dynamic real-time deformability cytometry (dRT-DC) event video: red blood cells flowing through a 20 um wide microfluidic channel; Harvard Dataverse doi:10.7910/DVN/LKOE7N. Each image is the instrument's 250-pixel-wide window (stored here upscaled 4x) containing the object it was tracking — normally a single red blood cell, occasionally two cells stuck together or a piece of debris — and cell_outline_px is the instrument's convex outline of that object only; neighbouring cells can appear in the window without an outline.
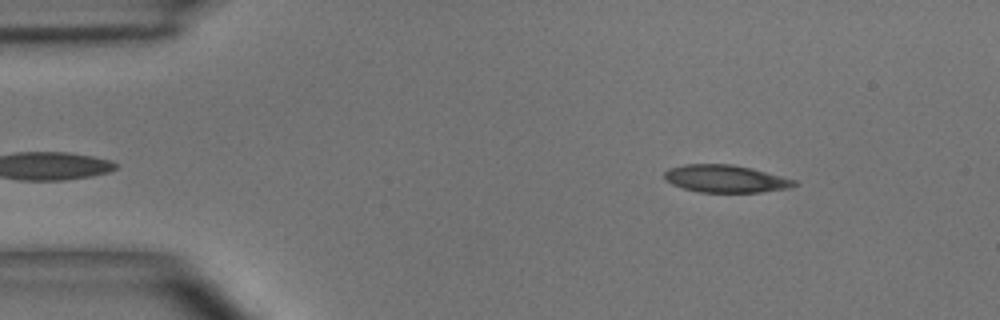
{"species": "common noctule bat (a hibernating species)", "species_latin": "Nyctalus noctula", "temperature_condition": "room temperature", "stored_images_in_passage": 45, "camera_frame_rate_fps": 3000, "um_per_image_px": 0.085, "animal": {"sex": "male", "body_mass_g": 15.6}, "frame": {"image": 1, "passage_image": 2, "time_ms": 0.333, "image_size_px": [1000, 320], "cell_outline_px": [[800, 184], [792, 188], [760, 192], [700, 192], [684, 188], [672, 184], [664, 180], [664, 172], [668, 168], [684, 164], [732, 164], [752, 168], [796, 180]], "centroid_in_image_um": [61.69, 15.19], "position_along_channel_um": 23.3, "area_um2": 20.98}}
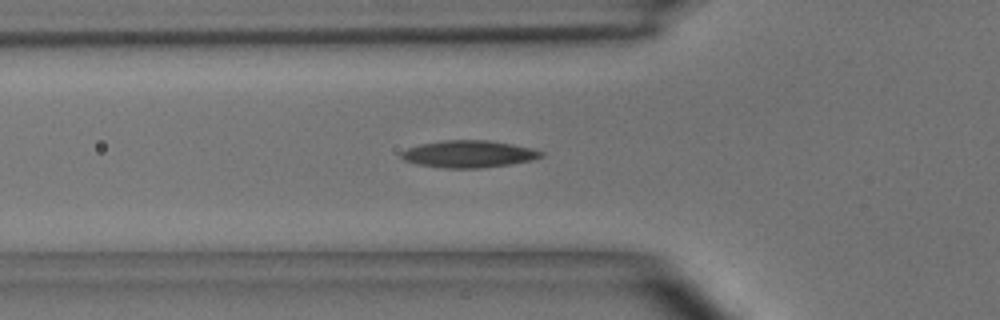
{"frame": {"image": 2, "passage_image": 12, "time_ms": 3.667, "image_size_px": [1000, 320], "cell_outline_px": [[544, 156], [532, 160], [508, 164], [480, 168], [444, 168], [416, 164], [404, 160], [400, 156], [400, 152], [408, 148], [420, 144], [444, 140], [488, 140], [512, 144], [532, 148], [544, 152]], "centroid_in_image_um": [39.83, 13.09], "position_along_channel_um": 86.0, "area_um2": 22.08}}
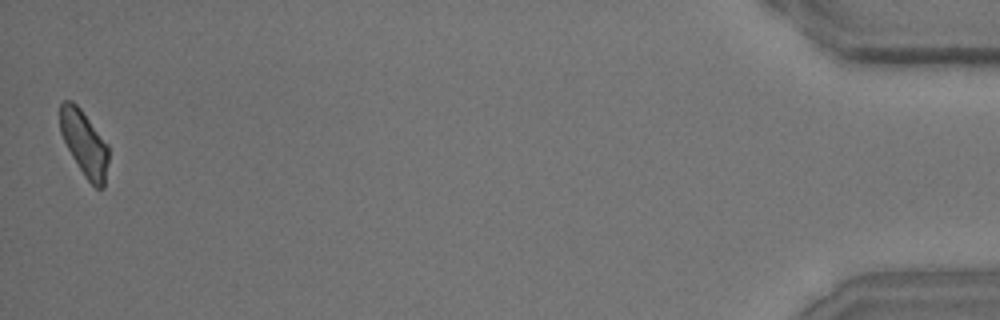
{"frame": {"image": 3, "passage_image": 45, "time_ms": 14.667, "image_size_px": [1000, 320], "cell_outline_px": [[108, 160], [104, 188], [96, 188], [84, 176], [72, 156], [60, 132], [60, 104], [64, 100], [72, 100], [80, 108], [108, 144]], "centroid_in_image_um": [7.17, 12.17], "position_along_channel_um": 428.0, "area_um2": 18.32}, "authors_computed_cell_mechanics": {"area_um2": 20.519, "velocity_mm_per_s": 3.9289, "shape_relaxation_time_tau1_ms": 6.393, "shape_relaxation_time_tau2_ms": 3.5207, "deformation_change_tau1": 0.1686, "deformation_change_tau2": 0.1212}}